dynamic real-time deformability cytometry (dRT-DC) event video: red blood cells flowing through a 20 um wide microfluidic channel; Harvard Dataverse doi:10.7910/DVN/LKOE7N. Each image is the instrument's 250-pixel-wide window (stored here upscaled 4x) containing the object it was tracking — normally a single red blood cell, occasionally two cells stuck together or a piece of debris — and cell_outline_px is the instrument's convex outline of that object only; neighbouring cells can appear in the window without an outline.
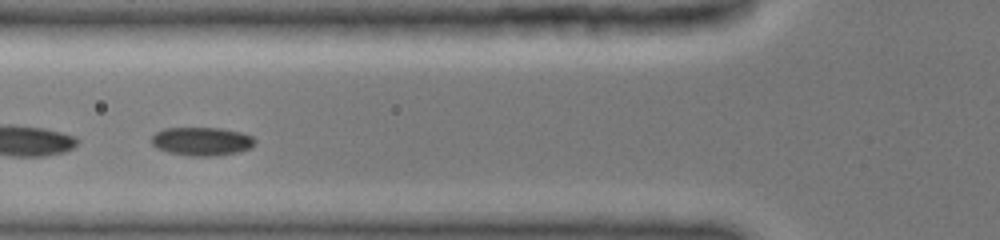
{"species": "common noctule bat (a hibernating species)", "species_latin": "Nyctalus noctula", "temperature_condition": "cold", "stored_images_in_passage": 25, "camera_frame_rate_fps": 3000, "um_per_image_px": 0.085, "animal": {"sex": "female", "body_mass_g": 19.0, "forearm_length_mm": 51.5}, "frame": {"image": 1, "passage_image": 14, "time_ms": 4.333, "image_size_px": [1000, 240], "cell_outline_px": [[256, 144], [252, 148], [236, 152], [212, 156], [192, 156], [168, 152], [156, 148], [148, 140], [156, 132], [164, 128], [220, 128], [240, 132], [252, 136], [256, 140]], "centroid_in_image_um": [17.13, 12.01], "position_along_channel_um": 108.7, "area_um2": 17.28}}
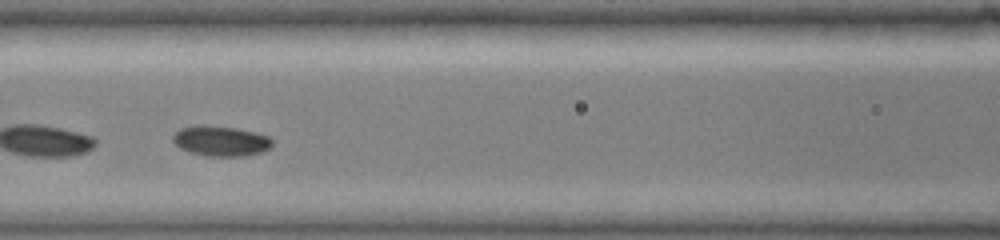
{"frame": {"image": 2, "passage_image": 17, "time_ms": 5.333, "image_size_px": [1000, 240], "cell_outline_px": [[272, 144], [268, 148], [260, 152], [244, 156], [204, 156], [188, 152], [180, 148], [172, 140], [172, 136], [180, 128], [236, 128], [268, 136], [272, 140]], "centroid_in_image_um": [18.77, 12.04], "position_along_channel_um": 147.8, "area_um2": 16.65}}
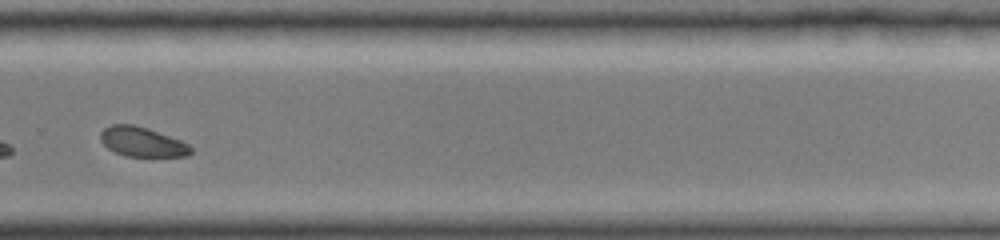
{"frame": {"image": 3, "passage_image": 25, "time_ms": 9.667, "image_size_px": [1000, 240], "cell_outline_px": [[192, 152], [188, 156], [124, 156], [108, 148], [100, 140], [100, 132], [104, 128], [112, 124], [132, 124], [148, 128], [180, 140], [188, 144], [192, 148]], "centroid_in_image_um": [12.07, 12.05], "position_along_channel_um": 317.7, "area_um2": 15.55}}